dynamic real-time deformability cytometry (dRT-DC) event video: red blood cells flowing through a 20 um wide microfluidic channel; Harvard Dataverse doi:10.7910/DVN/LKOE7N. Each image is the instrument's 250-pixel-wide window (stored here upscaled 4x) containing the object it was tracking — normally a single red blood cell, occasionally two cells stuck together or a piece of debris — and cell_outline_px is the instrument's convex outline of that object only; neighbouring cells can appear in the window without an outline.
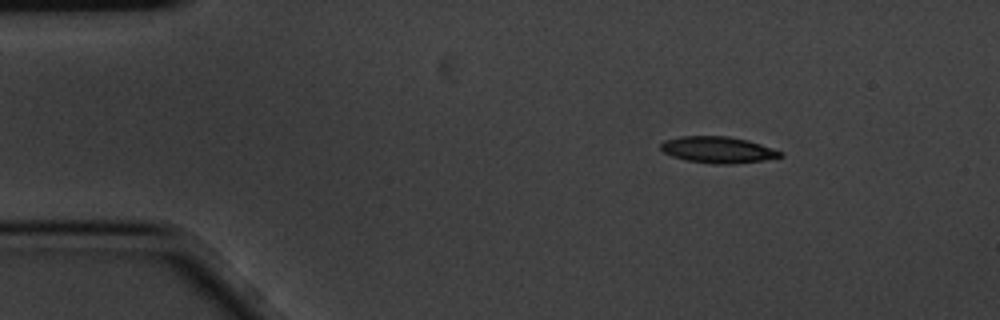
{"species": "common noctule bat (a hibernating species)", "species_latin": "Nyctalus noctula", "temperature_condition": "cold", "stored_images_in_passage": 5, "camera_frame_rate_fps": 3000, "um_per_image_px": 0.085, "animal": {"sex": "male", "body_mass_g": 20.1, "forearm_length_mm": 53.5}, "frame": {"image": 1, "passage_image": 1, "time_ms": 0.0, "image_size_px": [1000, 320], "cell_outline_px": [[784, 156], [764, 160], [732, 164], [716, 164], [688, 160], [672, 156], [664, 152], [660, 148], [660, 144], [664, 140], [680, 136], [728, 136], [748, 140], [784, 152]], "centroid_in_image_um": [61.04, 12.72], "position_along_channel_um": 24.0, "area_um2": 18.38}}
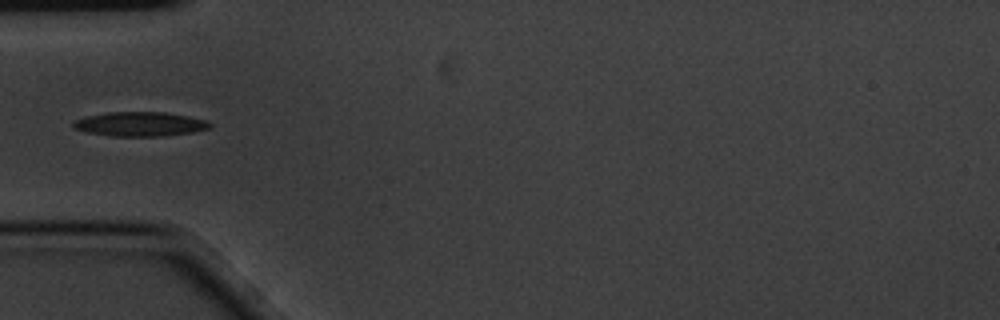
{"frame": {"image": 2, "passage_image": 4, "time_ms": 1.0, "image_size_px": [1000, 320], "cell_outline_px": [[212, 124], [208, 128], [192, 132], [164, 136], [112, 136], [88, 132], [72, 128], [72, 120], [88, 116], [108, 112], [164, 112], [188, 116], [208, 120]], "centroid_in_image_um": [11.88, 10.54], "position_along_channel_um": 73.1, "area_um2": 19.36}}
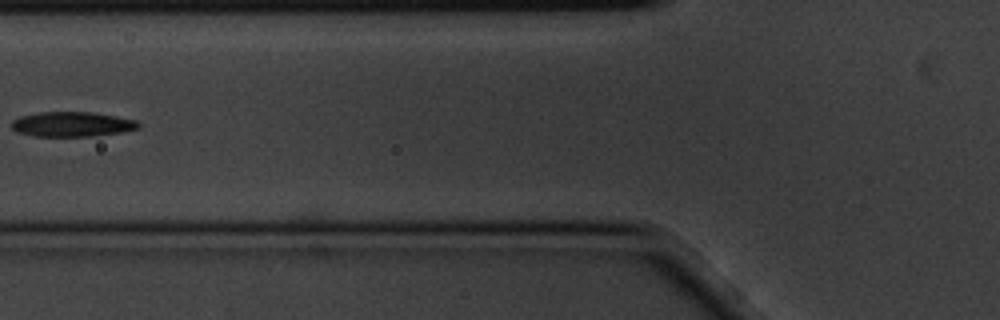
{"frame": {"image": 3, "passage_image": 5, "time_ms": 1.333, "image_size_px": [1000, 320], "cell_outline_px": [[140, 128], [120, 132], [92, 136], [36, 136], [16, 132], [12, 128], [12, 120], [20, 116], [40, 112], [92, 112], [140, 120]], "centroid_in_image_um": [6.15, 10.55], "position_along_channel_um": 119.6, "area_um2": 18.44}}